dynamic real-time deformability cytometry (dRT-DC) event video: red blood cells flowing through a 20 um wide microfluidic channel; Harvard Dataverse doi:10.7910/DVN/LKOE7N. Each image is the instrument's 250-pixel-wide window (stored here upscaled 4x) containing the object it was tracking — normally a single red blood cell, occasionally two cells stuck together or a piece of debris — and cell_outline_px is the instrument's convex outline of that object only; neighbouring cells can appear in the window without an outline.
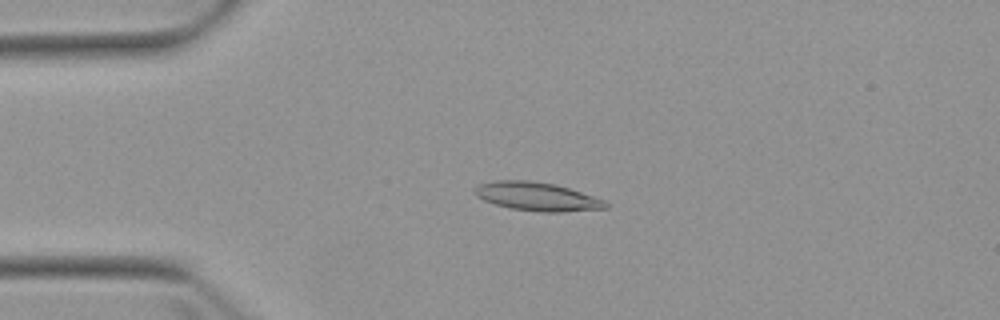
{"species": "Egyptian fruit bat (a non-hibernating species)", "species_latin": "Rousettus aegyptiacus", "temperature_condition": "warm", "stored_images_in_passage": 6, "camera_frame_rate_fps": 3000, "um_per_image_px": 0.085, "animal": {"sex": "female"}, "frame": {"image": 1, "passage_image": 4, "time_ms": 3.667, "image_size_px": [1000, 320], "cell_outline_px": [[608, 208], [564, 212], [540, 212], [508, 208], [484, 200], [476, 196], [476, 188], [480, 184], [496, 180], [528, 180], [556, 184], [604, 200], [608, 204]], "centroid_in_image_um": [45.66, 16.71], "position_along_channel_um": 39.3, "area_um2": 21.62}}
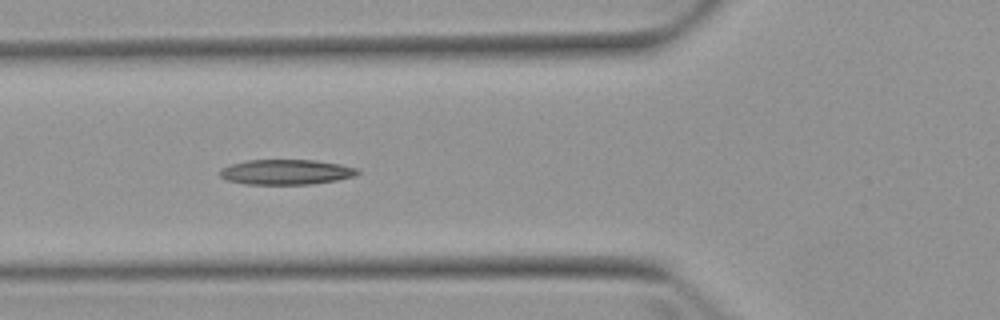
{"frame": {"image": 2, "passage_image": 6, "time_ms": 6.0, "image_size_px": [1000, 320], "cell_outline_px": [[360, 172], [356, 176], [336, 180], [312, 184], [244, 184], [224, 180], [220, 176], [220, 168], [228, 164], [244, 160], [316, 160], [340, 164], [360, 168]], "centroid_in_image_um": [24.3, 14.62], "position_along_channel_um": 101.5, "area_um2": 20.52}}